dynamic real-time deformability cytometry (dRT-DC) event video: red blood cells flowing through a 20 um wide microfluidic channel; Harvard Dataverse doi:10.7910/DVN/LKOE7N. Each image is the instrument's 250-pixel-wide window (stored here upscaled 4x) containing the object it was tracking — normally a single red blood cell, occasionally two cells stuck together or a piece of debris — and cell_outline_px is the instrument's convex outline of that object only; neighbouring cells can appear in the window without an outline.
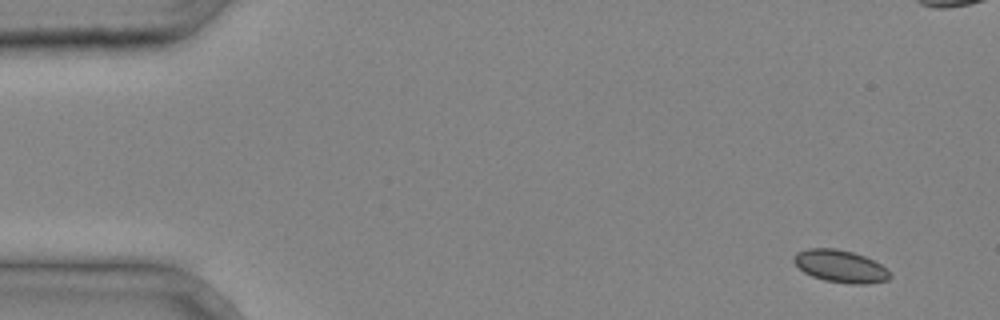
{"species": "common noctule bat (a hibernating species)", "species_latin": "Nyctalus noctula", "temperature_condition": "cold", "stored_images_in_passage": 4, "camera_frame_rate_fps": 3000, "um_per_image_px": 0.085, "animal": {"sex": "male", "body_mass_g": 20.4}, "frame": {"image": 1, "passage_image": 1, "time_ms": 0.0, "image_size_px": [1000, 320], "cell_outline_px": [[892, 276], [888, 280], [864, 284], [852, 284], [824, 280], [812, 276], [804, 272], [792, 260], [796, 252], [808, 248], [836, 248], [852, 252], [864, 256], [888, 268], [892, 272]], "centroid_in_image_um": [71.46, 22.63], "position_along_channel_um": 13.5, "area_um2": 18.21}}